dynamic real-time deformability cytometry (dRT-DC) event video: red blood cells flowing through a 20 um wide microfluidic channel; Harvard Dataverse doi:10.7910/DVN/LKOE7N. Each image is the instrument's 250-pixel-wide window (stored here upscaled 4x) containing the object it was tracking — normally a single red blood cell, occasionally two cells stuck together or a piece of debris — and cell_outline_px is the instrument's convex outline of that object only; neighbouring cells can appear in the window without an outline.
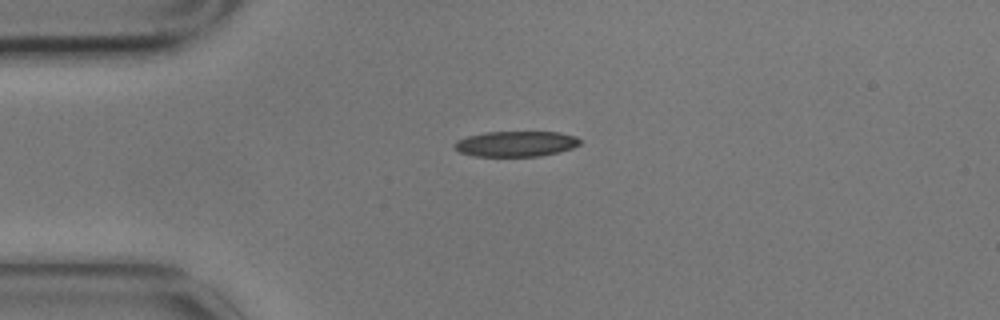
{"species": "common noctule bat (a hibernating species)", "species_latin": "Nyctalus noctula", "temperature_condition": "cold", "stored_images_in_passage": 5, "camera_frame_rate_fps": 3000, "um_per_image_px": 0.085, "animal": {"sex": "male", "body_mass_g": 17.9}, "frame": {"image": 1, "passage_image": 1, "time_ms": 0.0, "image_size_px": [1000, 320], "cell_outline_px": [[580, 144], [572, 148], [560, 152], [540, 156], [476, 156], [460, 152], [452, 144], [456, 140], [468, 136], [484, 132], [560, 132], [576, 136], [580, 140]], "centroid_in_image_um": [43.86, 12.22], "position_along_channel_um": 41.1, "area_um2": 18.67}}
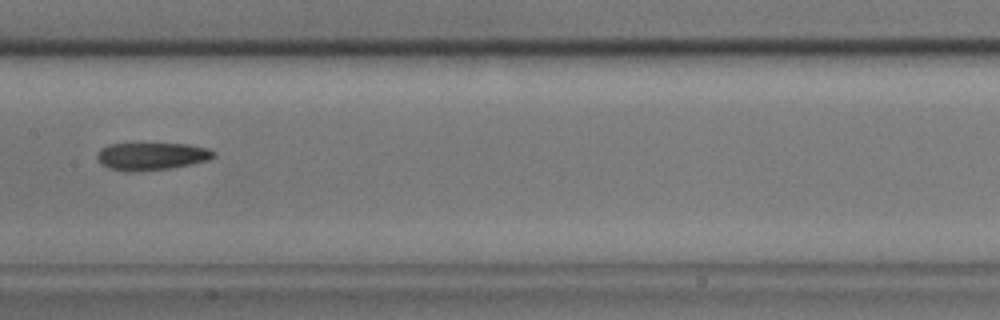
{"frame": {"image": 2, "passage_image": 5, "time_ms": 1.333, "image_size_px": [1000, 320], "cell_outline_px": [[216, 156], [208, 160], [192, 164], [168, 168], [132, 172], [124, 172], [108, 168], [100, 164], [96, 156], [96, 152], [100, 148], [108, 144], [188, 144], [208, 148], [216, 152]], "centroid_in_image_um": [12.85, 13.28], "position_along_channel_um": 194.6, "area_um2": 18.9}}